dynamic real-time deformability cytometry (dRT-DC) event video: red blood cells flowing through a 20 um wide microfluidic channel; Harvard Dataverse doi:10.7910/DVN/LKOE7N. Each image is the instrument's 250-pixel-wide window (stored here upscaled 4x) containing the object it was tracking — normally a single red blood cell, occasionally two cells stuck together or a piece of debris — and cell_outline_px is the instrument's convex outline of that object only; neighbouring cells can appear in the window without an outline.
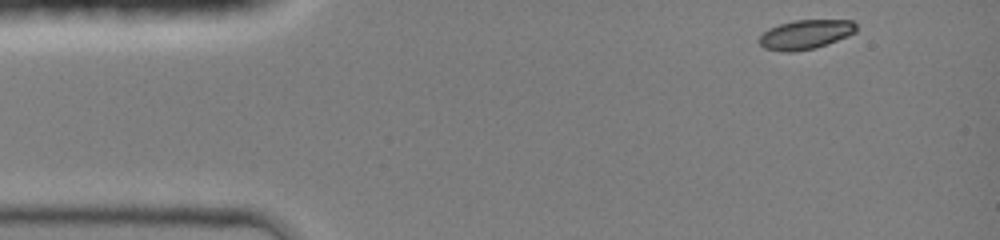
{"species": "common noctule bat (a hibernating species)", "species_latin": "Nyctalus noctula", "temperature_condition": "room temperature", "stored_images_in_passage": 25, "camera_frame_rate_fps": 3000, "um_per_image_px": 0.085, "animal": {"sex": "female", "body_mass_g": 19.0, "forearm_length_mm": 51.5}, "frame": {"image": 1, "passage_image": 1, "time_ms": 0.0, "image_size_px": [1000, 240], "cell_outline_px": [[856, 32], [848, 36], [812, 48], [792, 52], [784, 52], [764, 48], [760, 44], [760, 36], [768, 28], [780, 24], [796, 20], [852, 20], [856, 24]], "centroid_in_image_um": [68.46, 2.92], "position_along_channel_um": 16.5, "area_um2": 16.3}}
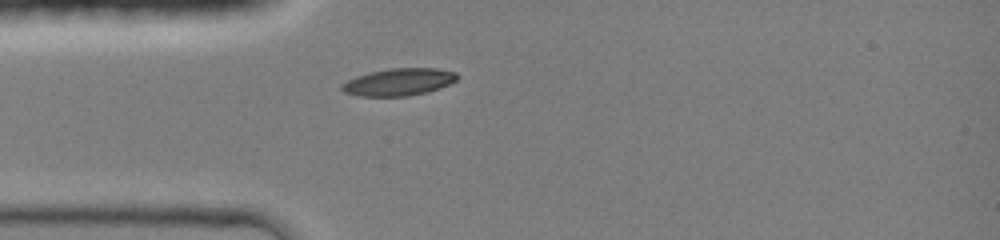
{"frame": {"image": 2, "passage_image": 21, "time_ms": 2.667, "image_size_px": [1000, 240], "cell_outline_px": [[456, 80], [448, 84], [428, 92], [408, 96], [360, 96], [344, 92], [340, 88], [340, 84], [356, 76], [388, 68], [436, 68], [456, 72]], "centroid_in_image_um": [33.86, 6.97], "position_along_channel_um": 51.1, "area_um2": 18.21}}